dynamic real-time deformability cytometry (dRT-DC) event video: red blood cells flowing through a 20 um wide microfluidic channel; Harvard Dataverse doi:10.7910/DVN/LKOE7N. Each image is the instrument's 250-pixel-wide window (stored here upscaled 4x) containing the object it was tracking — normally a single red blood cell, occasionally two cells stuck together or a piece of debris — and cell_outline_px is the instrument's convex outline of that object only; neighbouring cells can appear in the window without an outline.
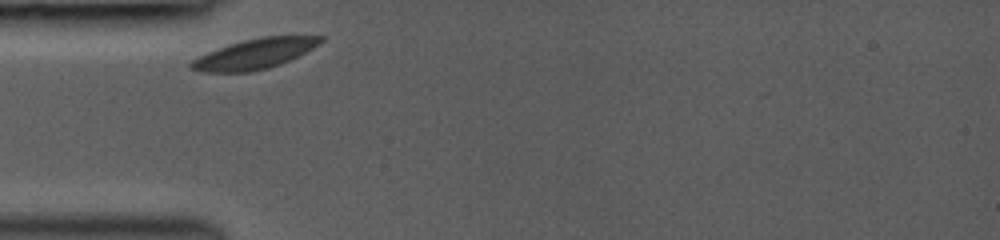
{"species": "common noctule bat (a hibernating species)", "species_latin": "Nyctalus noctula", "temperature_condition": "room temperature", "stored_images_in_passage": 58, "camera_frame_rate_fps": 3000, "um_per_image_px": 0.085, "animal": {"sex": "female", "body_mass_g": 19.0, "forearm_length_mm": 53.3}, "frame": {"image": 1, "passage_image": 1, "time_ms": 0.0, "image_size_px": [1000, 240], "cell_outline_px": [[324, 40], [320, 44], [280, 64], [268, 68], [252, 72], [200, 72], [192, 68], [188, 64], [192, 60], [208, 52], [244, 40], [260, 36], [324, 36]], "centroid_in_image_um": [21.65, 4.58], "position_along_channel_um": 63.3, "area_um2": 22.37}}
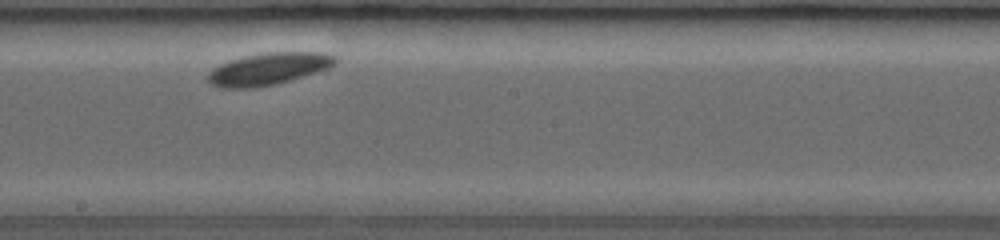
{"frame": {"image": 2, "passage_image": 20, "time_ms": 4.333, "image_size_px": [1000, 240], "cell_outline_px": [[336, 64], [328, 68], [276, 84], [256, 88], [220, 88], [208, 84], [208, 72], [212, 68], [220, 64], [244, 56], [264, 52], [328, 52], [336, 56]], "centroid_in_image_um": [22.8, 5.85], "position_along_channel_um": 225.4, "area_um2": 23.93}}
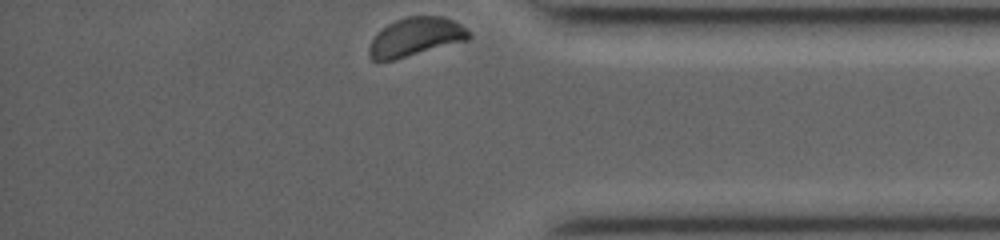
{"frame": {"image": 3, "passage_image": 56, "time_ms": 9.0, "image_size_px": [1000, 240], "cell_outline_px": [[472, 36], [468, 40], [392, 60], [372, 60], [368, 56], [368, 48], [372, 40], [388, 24], [396, 20], [408, 16], [444, 16], [460, 24], [472, 32]], "centroid_in_image_um": [35.36, 3.13], "position_along_channel_um": 399.8, "area_um2": 22.2}, "authors_computed_cell_mechanics": {"area_um2": 22.9755, "velocity_mm_per_s": 3.797, "shape_relaxation_time_tau1_ms": 0.4613, "shape_relaxation_time_tau2_ms": null, "deformation_change_tau1": 0.0148, "deformation_change_tau2": null}}